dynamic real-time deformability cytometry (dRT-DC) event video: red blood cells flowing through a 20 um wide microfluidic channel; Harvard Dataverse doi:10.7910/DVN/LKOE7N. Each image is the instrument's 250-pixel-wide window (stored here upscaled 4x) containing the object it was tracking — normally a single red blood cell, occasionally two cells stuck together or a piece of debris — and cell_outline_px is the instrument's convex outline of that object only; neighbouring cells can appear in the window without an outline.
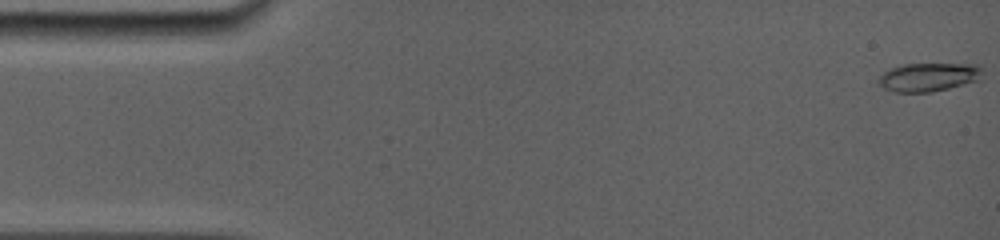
{"species": "common noctule bat (a hibernating species)", "species_latin": "Nyctalus noctula", "temperature_condition": "room temperature", "stored_images_in_passage": 78, "camera_frame_rate_fps": 5000, "um_per_image_px": 0.085, "animal": {"sex": "female", "body_mass_g": 19.0, "forearm_length_mm": 56.7}, "frame": {"image": 1, "passage_image": 1, "time_ms": 0.0, "image_size_px": [1000, 240], "cell_outline_px": [[980, 80], [932, 92], [892, 92], [884, 88], [876, 80], [884, 72], [892, 68], [904, 64], [980, 64]], "centroid_in_image_um": [78.91, 6.55], "position_along_channel_um": 6.1, "area_um2": 17.17}}
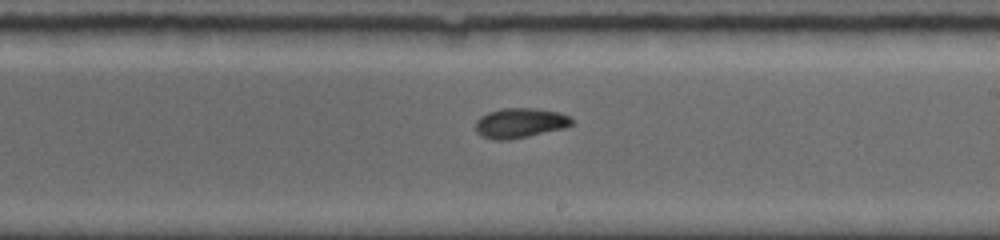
{"frame": {"image": 2, "passage_image": 48, "time_ms": 9.4, "image_size_px": [1000, 240], "cell_outline_px": [[576, 120], [572, 124], [564, 128], [528, 136], [508, 140], [492, 140], [480, 136], [476, 132], [476, 120], [480, 116], [488, 112], [504, 108], [532, 108], [560, 112]], "centroid_in_image_um": [44.19, 10.46], "position_along_channel_um": 244.8, "area_um2": 16.88}}
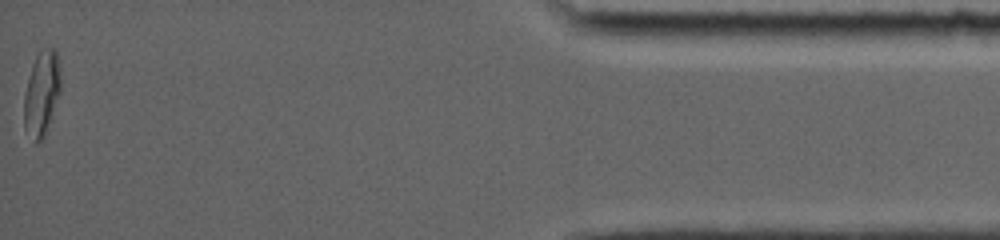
{"frame": {"image": 3, "passage_image": 78, "time_ms": 16.0, "image_size_px": [1000, 240], "cell_outline_px": [[60, 92], [44, 136], [40, 140], [36, 140], [24, 128], [24, 92], [32, 64], [36, 56], [44, 48], [56, 48], [60, 60]], "centroid_in_image_um": [3.55, 7.84], "position_along_channel_um": 431.6, "area_um2": 17.86}, "authors_computed_cell_mechanics": {"area_um2": 16.8776, "velocity_mm_per_s": 3.9294, "shape_relaxation_time_tau1_ms": 4.9377, "shape_relaxation_time_tau2_ms": 2.5984, "deformation_change_tau1": 0.1725, "deformation_change_tau2": 0.0409}}